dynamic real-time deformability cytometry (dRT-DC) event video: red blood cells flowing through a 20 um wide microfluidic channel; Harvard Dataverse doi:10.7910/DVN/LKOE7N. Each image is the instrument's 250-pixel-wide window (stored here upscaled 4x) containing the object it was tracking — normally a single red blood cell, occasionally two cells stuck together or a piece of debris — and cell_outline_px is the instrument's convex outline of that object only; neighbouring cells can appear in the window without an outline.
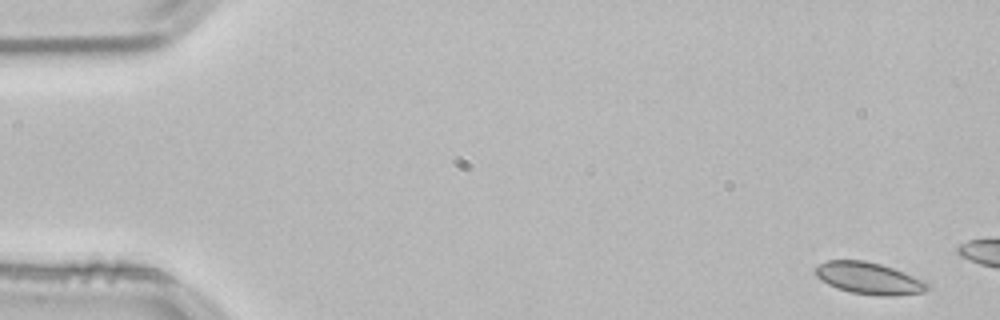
{"species": "common noctule bat (a hibernating species)", "species_latin": "Nyctalus noctula", "temperature_condition": "room temperature", "stored_images_in_passage": 9, "camera_frame_rate_fps": 3000, "um_per_image_px": 0.085, "animal": {"sex": "male", "body_mass_g": 21.5, "forearm_length_mm": 52.0}, "frame": {"image": 1, "passage_image": 1, "time_ms": 0.0, "image_size_px": [1000, 320], "cell_outline_px": [[928, 288], [924, 292], [892, 296], [880, 296], [848, 292], [836, 288], [820, 280], [816, 276], [816, 268], [820, 264], [828, 260], [864, 260], [880, 264], [904, 272], [924, 280], [928, 284]], "centroid_in_image_um": [73.85, 23.66], "position_along_channel_um": 11.1, "area_um2": 20.75}}